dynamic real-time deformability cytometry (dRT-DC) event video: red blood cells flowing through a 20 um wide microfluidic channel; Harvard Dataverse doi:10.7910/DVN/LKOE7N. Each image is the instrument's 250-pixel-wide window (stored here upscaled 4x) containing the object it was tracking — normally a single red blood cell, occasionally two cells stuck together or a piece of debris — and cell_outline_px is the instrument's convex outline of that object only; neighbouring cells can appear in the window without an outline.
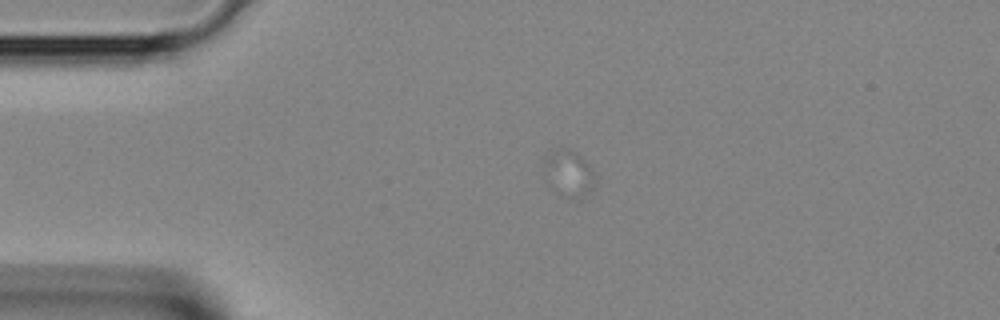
{"species": "Egyptian fruit bat (a non-hibernating species)", "species_latin": "Rousettus aegyptiacus", "temperature_condition": "room temperature", "stored_images_in_passage": 4, "segment_of_instrument_passage": [2, 2], "camera_frame_rate_fps": 3000, "um_per_image_px": 0.085, "animal": {"sex": "female"}, "frame": {"image": 1, "passage_image": 4, "time_ms": 1.0, "image_size_px": [1000, 320], "cell_outline_px": [[596, 180], [592, 188], [588, 192], [576, 200], [544, 160], [544, 156], [568, 148], [576, 152], [588, 164]], "centroid_in_image_um": [48.6, 14.59], "position_along_channel_um": 36.4, "area_um2": 10.75}}